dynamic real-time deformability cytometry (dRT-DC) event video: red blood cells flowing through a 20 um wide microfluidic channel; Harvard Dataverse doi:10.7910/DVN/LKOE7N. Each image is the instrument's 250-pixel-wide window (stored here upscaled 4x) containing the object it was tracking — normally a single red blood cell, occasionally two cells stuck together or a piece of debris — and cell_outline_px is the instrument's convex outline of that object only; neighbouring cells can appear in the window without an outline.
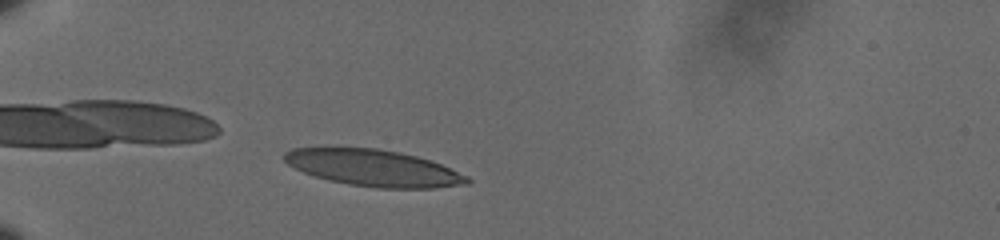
{"species": "human", "species_latin": "Homo sapiens", "temperature_condition": "cold", "stored_images_in_passage": 6, "camera_frame_rate_fps": 3000, "um_per_image_px": 0.085, "donor": {"sex": "male"}, "frame": {"image": 1, "passage_image": 4, "time_ms": 1.0, "image_size_px": [1000, 240], "cell_outline_px": [[472, 180], [468, 184], [436, 188], [376, 188], [348, 184], [328, 180], [304, 172], [288, 164], [280, 156], [284, 152], [292, 148], [376, 148], [400, 152], [416, 156], [440, 164], [468, 176]], "centroid_in_image_um": [31.75, 14.28], "position_along_channel_um": 53.3, "area_um2": 38.84}}
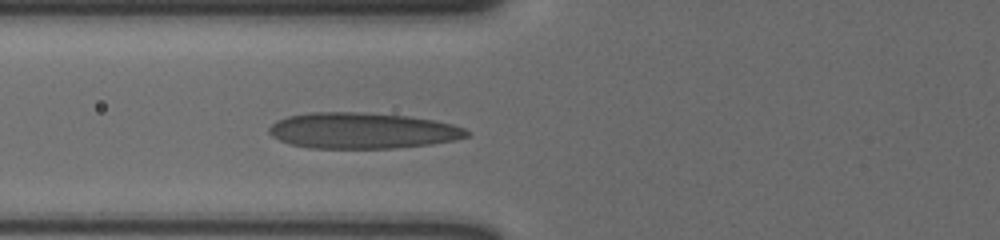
{"frame": {"image": 2, "passage_image": 6, "time_ms": 1.667, "image_size_px": [1000, 240], "cell_outline_px": [[468, 136], [456, 140], [432, 144], [396, 148], [308, 148], [288, 144], [272, 136], [268, 132], [268, 128], [276, 120], [288, 116], [312, 112], [356, 112], [408, 116], [432, 120], [452, 124], [464, 128], [468, 132]], "centroid_in_image_um": [30.77, 11.11], "position_along_channel_um": 95.0, "area_um2": 41.44}}